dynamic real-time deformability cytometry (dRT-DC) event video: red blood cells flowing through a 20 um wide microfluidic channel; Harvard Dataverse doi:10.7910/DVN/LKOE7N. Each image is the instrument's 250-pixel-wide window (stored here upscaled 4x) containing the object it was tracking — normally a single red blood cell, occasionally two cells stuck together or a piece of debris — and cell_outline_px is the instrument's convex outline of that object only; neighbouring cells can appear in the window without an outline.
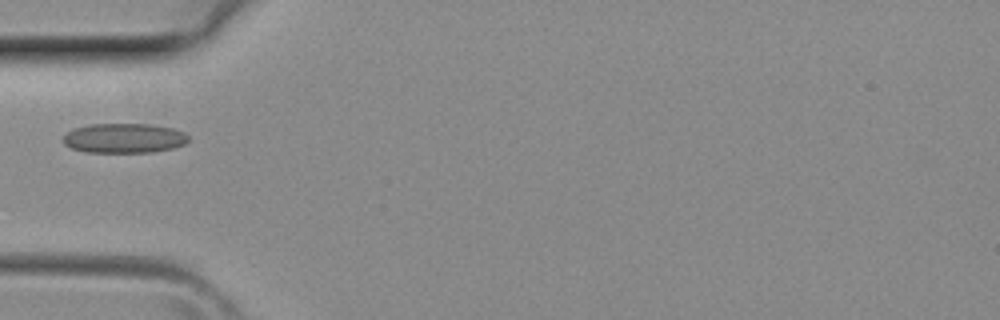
{"species": "common noctule bat (a hibernating species)", "species_latin": "Nyctalus noctula", "temperature_condition": "room temperature", "stored_images_in_passage": 4, "camera_frame_rate_fps": 3000, "um_per_image_px": 0.085, "animal": {"sex": "female", "body_mass_g": 29.2, "forearm_length_mm": 56.3}, "frame": {"image": 1, "passage_image": 4, "time_ms": 1.0, "image_size_px": [1000, 320], "cell_outline_px": [[188, 140], [184, 144], [172, 148], [152, 152], [84, 152], [72, 148], [64, 144], [64, 136], [72, 128], [92, 124], [148, 124], [172, 128], [184, 132], [188, 136]], "centroid_in_image_um": [10.54, 11.74], "position_along_channel_um": 74.5, "area_um2": 21.56}}